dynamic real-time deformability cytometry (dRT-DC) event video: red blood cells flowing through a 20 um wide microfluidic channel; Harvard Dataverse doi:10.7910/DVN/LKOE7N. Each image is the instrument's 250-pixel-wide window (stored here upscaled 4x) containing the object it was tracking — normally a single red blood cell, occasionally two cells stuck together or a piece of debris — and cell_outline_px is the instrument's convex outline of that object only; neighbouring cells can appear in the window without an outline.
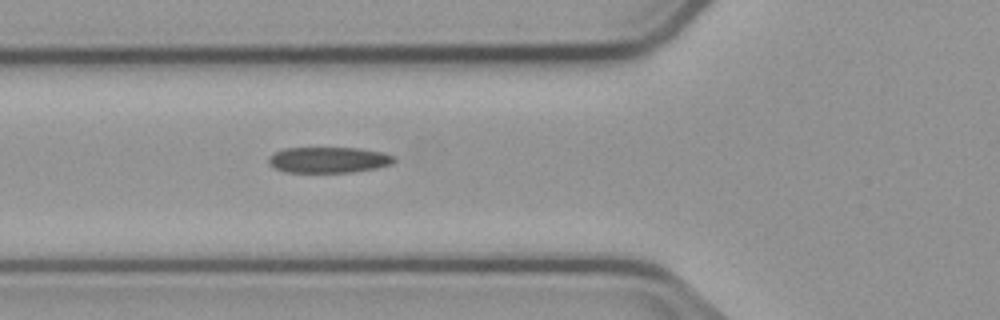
{"species": "common noctule bat (a hibernating species)", "species_latin": "Nyctalus noctula", "temperature_condition": "cold", "stored_images_in_passage": 3, "camera_frame_rate_fps": 3000, "um_per_image_px": 0.085, "animal": {"sex": "male", "body_mass_g": 23.1, "forearm_length_mm": 52.7}, "frame": {"image": 1, "passage_image": 2, "time_ms": 1.0, "image_size_px": [1000, 320], "cell_outline_px": [[396, 160], [392, 164], [376, 168], [352, 172], [284, 172], [268, 164], [268, 160], [276, 152], [284, 148], [360, 148], [380, 152], [396, 156]], "centroid_in_image_um": [27.96, 13.59], "position_along_channel_um": 97.8, "area_um2": 18.84}}